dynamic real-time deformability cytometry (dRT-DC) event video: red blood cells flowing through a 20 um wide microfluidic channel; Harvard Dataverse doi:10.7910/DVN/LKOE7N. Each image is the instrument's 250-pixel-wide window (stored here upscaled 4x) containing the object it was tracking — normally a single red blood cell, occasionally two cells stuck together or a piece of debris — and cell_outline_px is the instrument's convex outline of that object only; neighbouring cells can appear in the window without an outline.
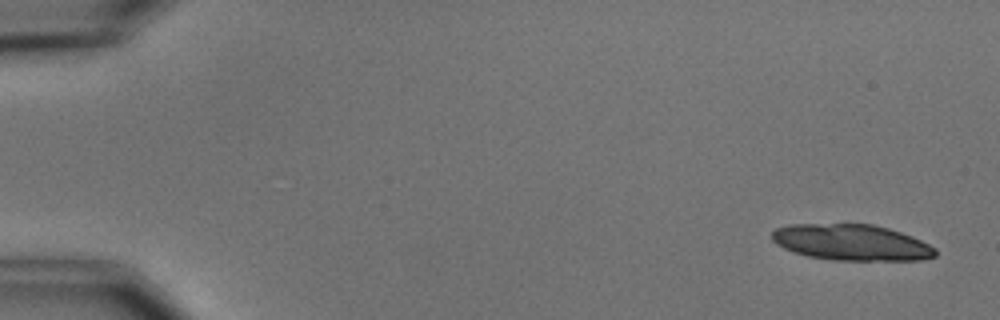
{"species": "common noctule bat (a hibernating species)", "species_latin": "Nyctalus noctula", "temperature_condition": "cold", "stored_images_in_passage": 5, "camera_frame_rate_fps": 3000, "um_per_image_px": 0.085, "animal": {"sex": "male", "body_mass_g": 15.6}, "frame": {"image": 1, "passage_image": 1, "time_ms": 0.0, "image_size_px": [1000, 320], "cell_outline_px": [[936, 256], [920, 260], [832, 260], [808, 256], [792, 252], [776, 244], [772, 240], [772, 232], [776, 228], [788, 224], [872, 224], [888, 228], [912, 236], [936, 248]], "centroid_in_image_um": [72.35, 20.61], "position_along_channel_um": 12.6, "area_um2": 34.39}}